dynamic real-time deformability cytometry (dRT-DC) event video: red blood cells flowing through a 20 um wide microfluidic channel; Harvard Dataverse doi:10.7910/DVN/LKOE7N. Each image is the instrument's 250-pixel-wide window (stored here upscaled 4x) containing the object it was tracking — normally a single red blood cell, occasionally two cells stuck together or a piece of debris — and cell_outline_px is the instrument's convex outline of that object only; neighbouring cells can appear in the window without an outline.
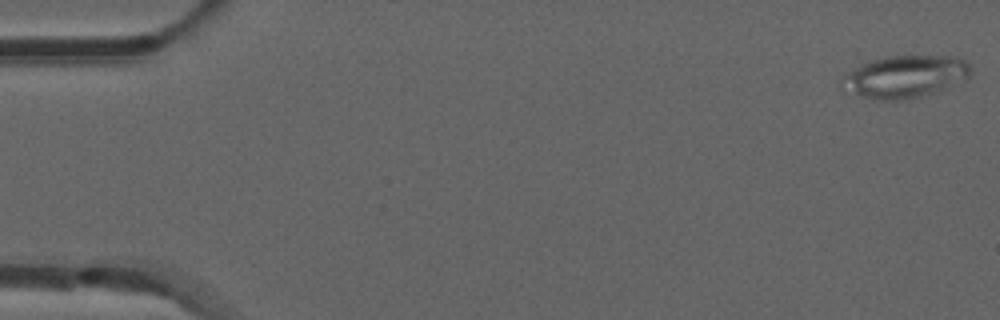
{"species": "common noctule bat (a hibernating species)", "species_latin": "Nyctalus noctula", "temperature_condition": "room temperature", "stored_images_in_passage": 10, "camera_frame_rate_fps": 3000, "um_per_image_px": 0.085, "animal": {"sex": "male", "forearm_length_mm": 52.5}, "frame": {"image": 1, "passage_image": 1, "time_ms": 0.0, "image_size_px": [1000, 320], "cell_outline_px": [[972, 72], [968, 76], [948, 88], [940, 92], [904, 100], [872, 100], [840, 88], [840, 80], [848, 72], [864, 60], [888, 56], [956, 56], [964, 60], [972, 68]], "centroid_in_image_um": [76.89, 6.51], "position_along_channel_um": 8.1, "area_um2": 32.37}}